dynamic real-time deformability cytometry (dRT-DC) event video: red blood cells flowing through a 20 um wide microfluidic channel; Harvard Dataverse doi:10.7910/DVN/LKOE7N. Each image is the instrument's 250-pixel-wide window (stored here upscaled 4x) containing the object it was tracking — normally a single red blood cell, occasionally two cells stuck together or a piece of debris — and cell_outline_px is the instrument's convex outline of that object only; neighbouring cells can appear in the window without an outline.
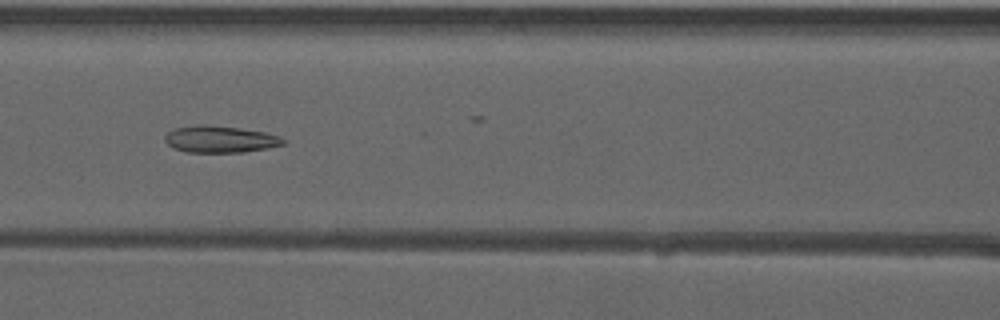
{"species": "common noctule bat (a hibernating species)", "species_latin": "Nyctalus noctula", "temperature_condition": "warm", "stored_images_in_passage": 42, "camera_frame_rate_fps": 3000, "um_per_image_px": 0.085, "animal": {"sex": "male", "forearm_length_mm": 52.5}, "frame": {"image": 1, "passage_image": 24, "time_ms": 7.667, "image_size_px": [1000, 320], "cell_outline_px": [[284, 144], [268, 148], [244, 152], [188, 152], [172, 148], [164, 140], [164, 136], [168, 132], [176, 128], [200, 124], [236, 128], [264, 132], [280, 136], [284, 140]], "centroid_in_image_um": [18.68, 11.84], "position_along_channel_um": 147.9, "area_um2": 18.26}}
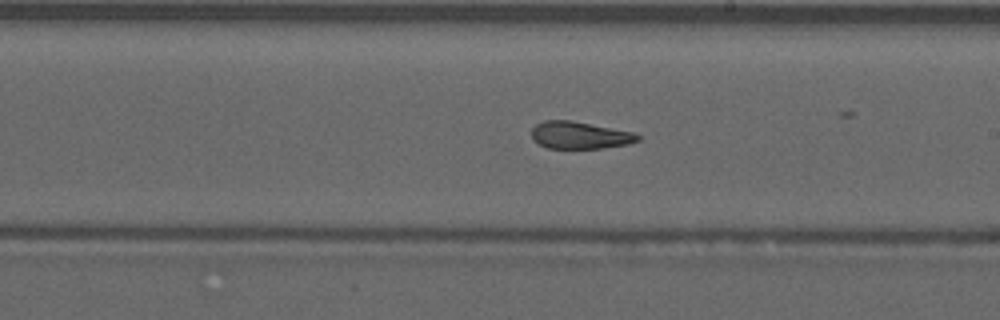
{"frame": {"image": 2, "passage_image": 31, "time_ms": 10.0, "image_size_px": [1000, 320], "cell_outline_px": [[640, 140], [628, 144], [604, 148], [548, 148], [532, 140], [532, 128], [536, 124], [544, 120], [572, 120], [632, 132], [640, 136]], "centroid_in_image_um": [49.26, 11.49], "position_along_channel_um": 239.7, "area_um2": 16.82}}
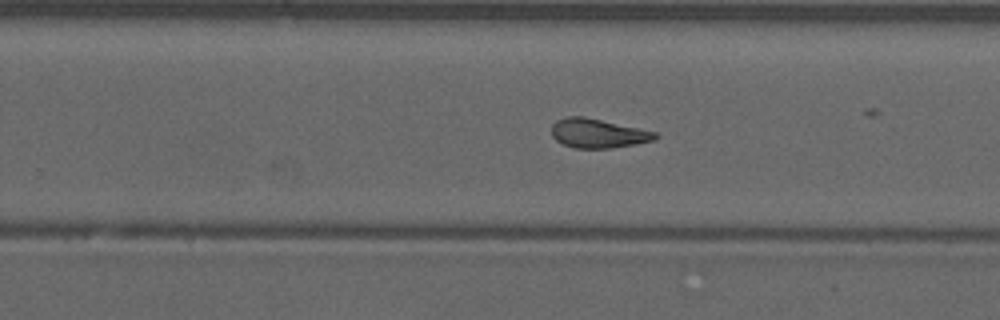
{"frame": {"image": 3, "passage_image": 34, "time_ms": 11.0, "image_size_px": [1000, 320], "cell_outline_px": [[660, 136], [656, 140], [636, 144], [608, 148], [576, 148], [564, 144], [556, 140], [552, 136], [552, 124], [556, 120], [568, 116], [584, 116], [656, 132]], "centroid_in_image_um": [50.83, 11.33], "position_along_channel_um": 279.0, "area_um2": 17.57}}